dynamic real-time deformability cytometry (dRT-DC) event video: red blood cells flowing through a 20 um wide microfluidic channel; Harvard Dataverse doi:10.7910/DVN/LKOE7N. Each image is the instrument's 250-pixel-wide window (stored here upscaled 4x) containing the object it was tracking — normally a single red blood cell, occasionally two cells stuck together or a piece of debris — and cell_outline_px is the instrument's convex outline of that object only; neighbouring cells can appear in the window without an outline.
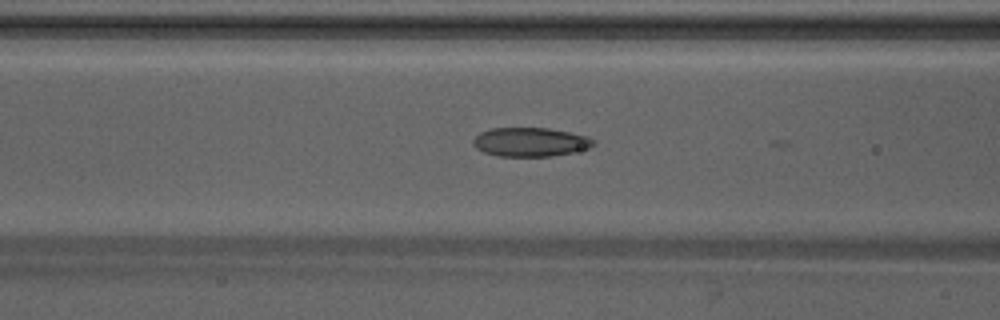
{"species": "Egyptian fruit bat (a non-hibernating species)", "species_latin": "Rousettus aegyptiacus", "temperature_condition": "warm", "stored_images_in_passage": 8, "camera_frame_rate_fps": 3000, "um_per_image_px": 0.085, "animal": {"sex": "male"}, "frame": {"image": 1, "passage_image": 6, "time_ms": 1.667, "image_size_px": [1000, 320], "cell_outline_px": [[596, 144], [588, 148], [572, 152], [552, 156], [496, 156], [484, 152], [476, 148], [472, 144], [472, 140], [480, 132], [492, 128], [548, 128], [588, 136], [596, 140]], "centroid_in_image_um": [45.07, 12.07], "position_along_channel_um": 121.5, "area_um2": 20.35}}